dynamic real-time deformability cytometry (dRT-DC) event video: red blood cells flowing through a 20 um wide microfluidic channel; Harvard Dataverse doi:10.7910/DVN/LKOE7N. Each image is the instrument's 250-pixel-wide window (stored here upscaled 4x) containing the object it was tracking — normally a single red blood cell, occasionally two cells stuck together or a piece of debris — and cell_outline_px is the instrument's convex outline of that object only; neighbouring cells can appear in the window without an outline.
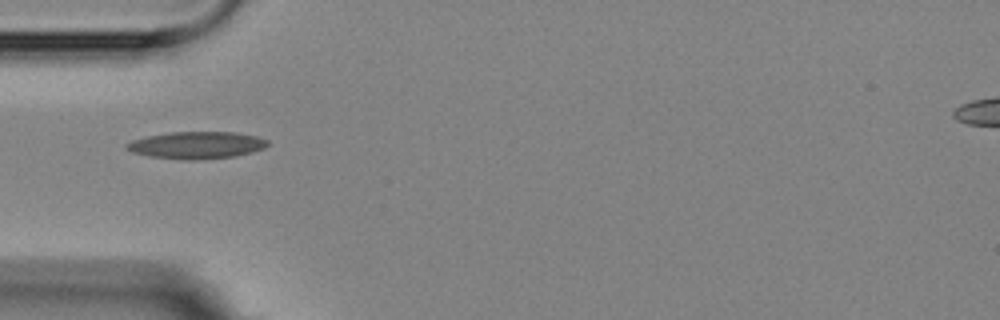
{"species": "Egyptian fruit bat (a non-hibernating species)", "species_latin": "Rousettus aegyptiacus", "temperature_condition": "room temperature", "stored_images_in_passage": 11, "camera_frame_rate_fps": 3000, "um_per_image_px": 0.085, "animal": {"sex": "female"}, "frame": {"image": 1, "passage_image": 1, "time_ms": 0.0, "image_size_px": [1000, 320], "cell_outline_px": [[268, 144], [264, 148], [252, 152], [236, 156], [192, 160], [184, 160], [148, 156], [132, 152], [124, 148], [124, 144], [132, 140], [144, 136], [168, 132], [236, 132], [256, 136], [268, 140]], "centroid_in_image_um": [16.66, 12.33], "position_along_channel_um": 68.3, "area_um2": 22.48}}
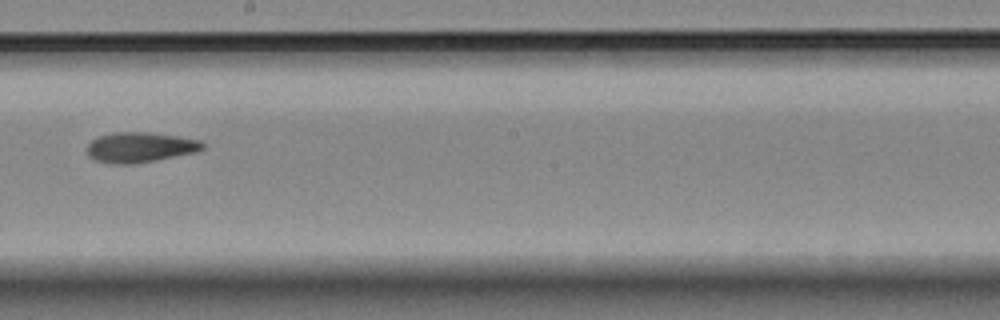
{"frame": {"image": 2, "passage_image": 5, "time_ms": 4.667, "image_size_px": [1000, 320], "cell_outline_px": [[204, 148], [196, 152], [156, 160], [132, 164], [112, 164], [96, 160], [88, 156], [88, 144], [92, 140], [100, 136], [116, 132], [148, 132], [176, 136], [200, 140], [204, 144]], "centroid_in_image_um": [11.91, 12.52], "position_along_channel_um": 236.3, "area_um2": 20.17}}
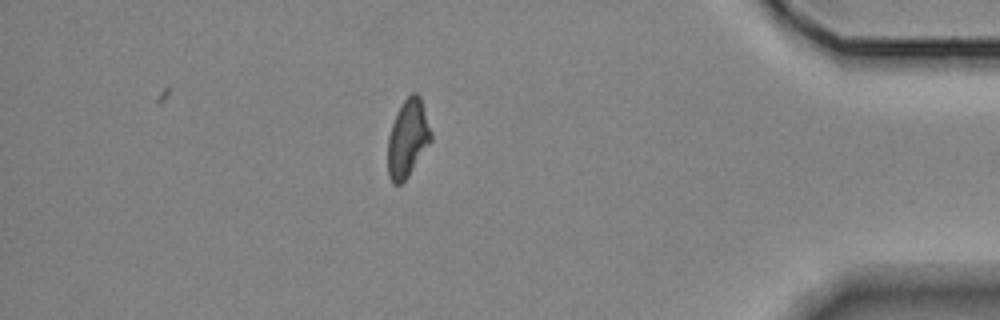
{"frame": {"image": 3, "passage_image": 10, "time_ms": 10.333, "image_size_px": [1000, 320], "cell_outline_px": [[432, 140], [408, 176], [400, 184], [392, 184], [388, 176], [388, 136], [396, 112], [404, 100], [412, 92], [416, 92], [420, 96], [432, 132]], "centroid_in_image_um": [34.66, 11.75], "position_along_channel_um": 400.5, "area_um2": 19.54}, "authors_computed_cell_mechanics": {"area_um2": 19.7098, "velocity_mm_per_s": 3.5835, "shape_relaxation_time_tau1_ms": 5.262, "shape_relaxation_time_tau2_ms": 4.1926, "deformation_change_tau1": 0.126, "deformation_change_tau2": 0.1181}}